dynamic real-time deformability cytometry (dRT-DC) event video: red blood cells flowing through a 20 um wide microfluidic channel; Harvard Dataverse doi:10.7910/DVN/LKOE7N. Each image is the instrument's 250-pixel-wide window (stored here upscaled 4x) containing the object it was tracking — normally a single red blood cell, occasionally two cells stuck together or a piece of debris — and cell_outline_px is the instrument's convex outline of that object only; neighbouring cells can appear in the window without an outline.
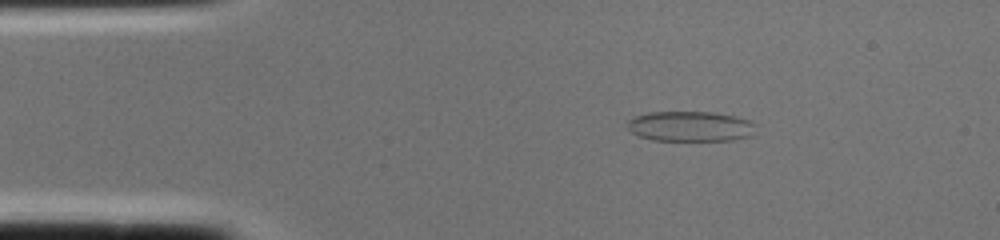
{"species": "common noctule bat (a hibernating species)", "species_latin": "Nyctalus noctula", "temperature_condition": "cold", "stored_images_in_passage": 1, "camera_frame_rate_fps": 3000, "um_per_image_px": 0.085, "animal": {"sex": "female", "body_mass_g": 22.0, "forearm_length_mm": 56.7}, "frame": {"image": 1, "passage_image": 1, "time_ms": 0.0, "image_size_px": [1000, 240], "cell_outline_px": [[756, 124], [752, 136], [732, 140], [652, 140], [640, 136], [632, 132], [628, 128], [628, 120], [632, 116], [648, 112], [712, 112], [736, 116], [748, 120]], "centroid_in_image_um": [58.68, 10.73], "position_along_channel_um": 26.3, "area_um2": 22.66}}